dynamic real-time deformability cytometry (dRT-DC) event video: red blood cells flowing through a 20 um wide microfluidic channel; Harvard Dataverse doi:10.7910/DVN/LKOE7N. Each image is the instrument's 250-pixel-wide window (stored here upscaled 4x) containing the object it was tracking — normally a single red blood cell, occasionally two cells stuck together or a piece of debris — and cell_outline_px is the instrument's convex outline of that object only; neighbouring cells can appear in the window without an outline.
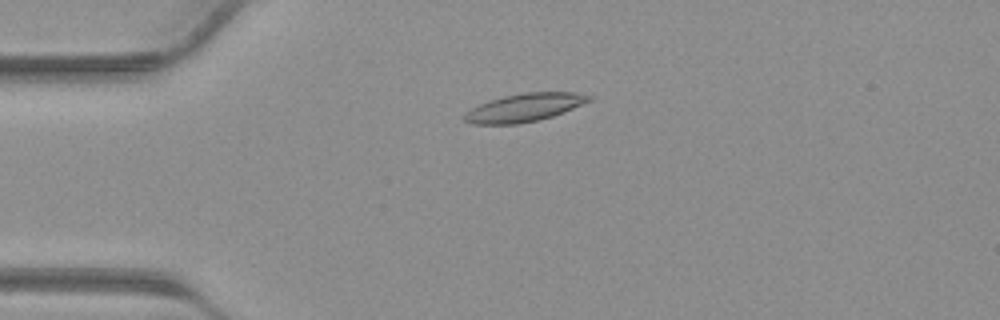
{"species": "common noctule bat (a hibernating species)", "species_latin": "Nyctalus noctula", "temperature_condition": "warm", "stored_images_in_passage": 41, "camera_frame_rate_fps": 3000, "um_per_image_px": 0.085, "animal": {"sex": "male", "body_mass_g": 23.1, "forearm_length_mm": 52.7}, "frame": {"image": 1, "passage_image": 10, "time_ms": 3.0, "image_size_px": [1000, 320], "cell_outline_px": [[596, 96], [592, 100], [564, 112], [552, 116], [536, 120], [516, 124], [472, 124], [464, 120], [464, 112], [488, 100], [504, 96], [524, 92], [576, 92]], "centroid_in_image_um": [44.6, 9.13], "position_along_channel_um": 40.4, "area_um2": 20.46}}
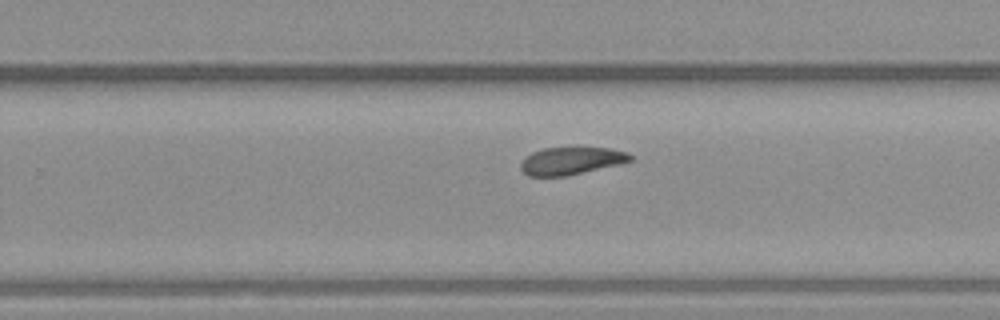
{"frame": {"image": 2, "passage_image": 26, "time_ms": 8.333, "image_size_px": [1000, 320], "cell_outline_px": [[632, 160], [568, 176], [528, 176], [520, 168], [520, 164], [524, 156], [532, 152], [544, 148], [576, 144], [608, 148], [628, 152], [632, 156]], "centroid_in_image_um": [48.52, 13.61], "position_along_channel_um": 281.3, "area_um2": 18.32}}
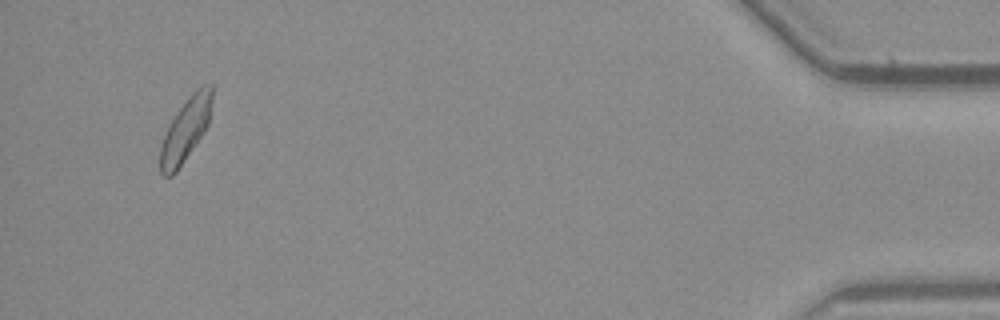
{"frame": {"image": 3, "passage_image": 39, "time_ms": 12.667, "image_size_px": [1000, 320], "cell_outline_px": [[212, 100], [208, 124], [176, 172], [172, 176], [164, 176], [160, 172], [160, 148], [164, 136], [176, 112], [188, 96], [196, 88], [204, 84], [212, 84]], "centroid_in_image_um": [15.77, 10.99], "position_along_channel_um": 419.4, "area_um2": 18.67}}